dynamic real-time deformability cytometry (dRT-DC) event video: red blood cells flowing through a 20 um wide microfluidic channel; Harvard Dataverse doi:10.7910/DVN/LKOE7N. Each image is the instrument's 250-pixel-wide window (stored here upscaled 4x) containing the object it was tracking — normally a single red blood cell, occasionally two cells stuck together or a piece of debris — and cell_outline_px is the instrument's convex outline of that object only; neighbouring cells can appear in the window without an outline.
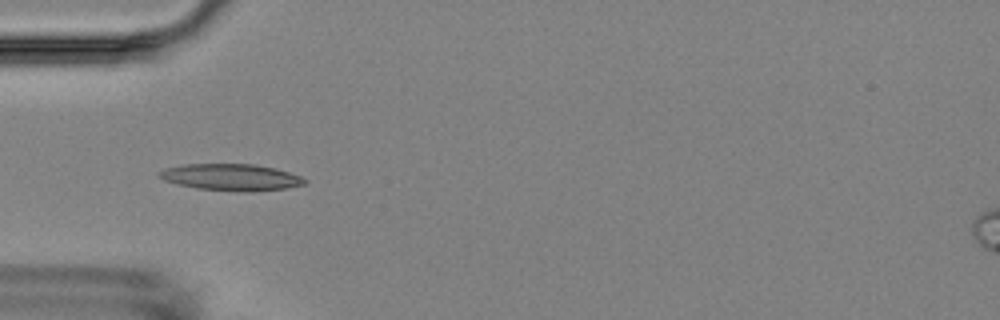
{"species": "Egyptian fruit bat (a non-hibernating species)", "species_latin": "Rousettus aegyptiacus", "temperature_condition": "room temperature", "stored_images_in_passage": 6, "camera_frame_rate_fps": 3000, "um_per_image_px": 0.085, "animal": {"sex": "female"}, "frame": {"image": 1, "passage_image": 4, "time_ms": 3.667, "image_size_px": [1000, 320], "cell_outline_px": [[308, 180], [304, 184], [284, 188], [252, 192], [244, 192], [196, 188], [164, 180], [156, 176], [164, 168], [184, 164], [256, 164], [276, 168], [300, 176]], "centroid_in_image_um": [19.64, 15.06], "position_along_channel_um": 65.4, "area_um2": 22.54}}